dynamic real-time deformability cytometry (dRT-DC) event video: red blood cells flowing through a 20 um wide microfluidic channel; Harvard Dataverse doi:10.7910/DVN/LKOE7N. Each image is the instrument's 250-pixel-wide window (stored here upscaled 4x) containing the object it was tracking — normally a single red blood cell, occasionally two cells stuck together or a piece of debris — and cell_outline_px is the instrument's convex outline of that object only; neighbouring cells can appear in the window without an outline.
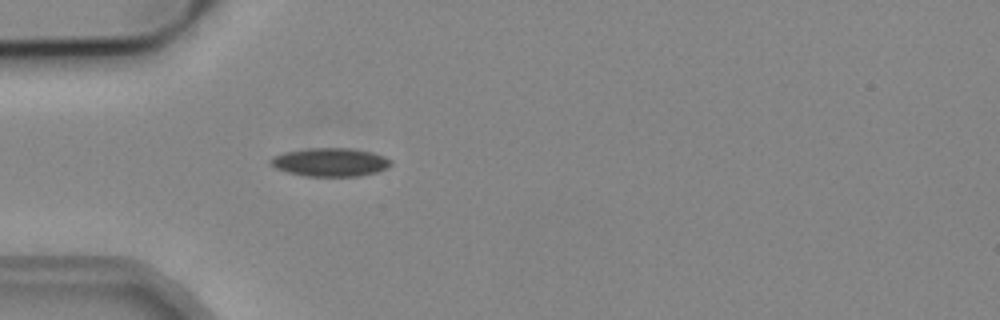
{"species": "common noctule bat (a hibernating species)", "species_latin": "Nyctalus noctula", "temperature_condition": "cold", "stored_images_in_passage": 37, "camera_frame_rate_fps": 3000, "um_per_image_px": 0.085, "animal": {"sex": "male", "body_mass_g": 19.2, "forearm_length_mm": 51.8}, "frame": {"image": 1, "passage_image": 6, "time_ms": 1.667, "image_size_px": [1000, 320], "cell_outline_px": [[392, 164], [388, 168], [376, 172], [356, 176], [304, 176], [288, 172], [276, 168], [268, 164], [268, 160], [272, 156], [284, 152], [308, 148], [352, 148], [372, 152], [384, 156], [392, 160]], "centroid_in_image_um": [28.05, 13.78], "position_along_channel_um": 56.9, "area_um2": 20.11}}
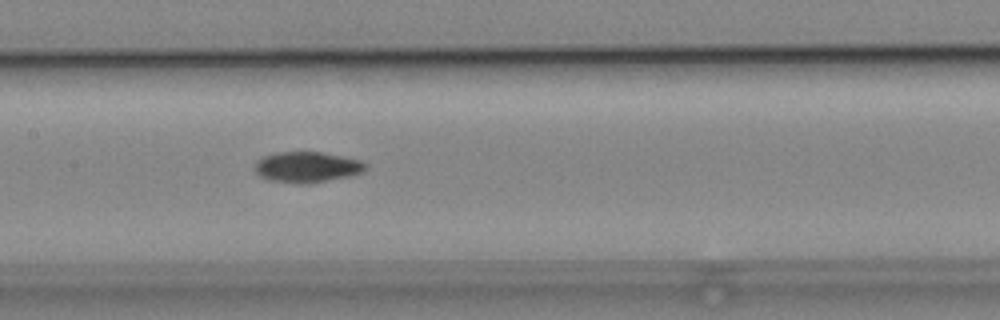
{"frame": {"image": 2, "passage_image": 16, "time_ms": 5.0, "image_size_px": [1000, 320], "cell_outline_px": [[368, 168], [364, 172], [348, 176], [328, 180], [268, 180], [260, 176], [252, 168], [256, 160], [264, 156], [276, 152], [324, 152], [360, 160]], "centroid_in_image_um": [26.08, 14.14], "position_along_channel_um": 181.3, "area_um2": 19.02}}
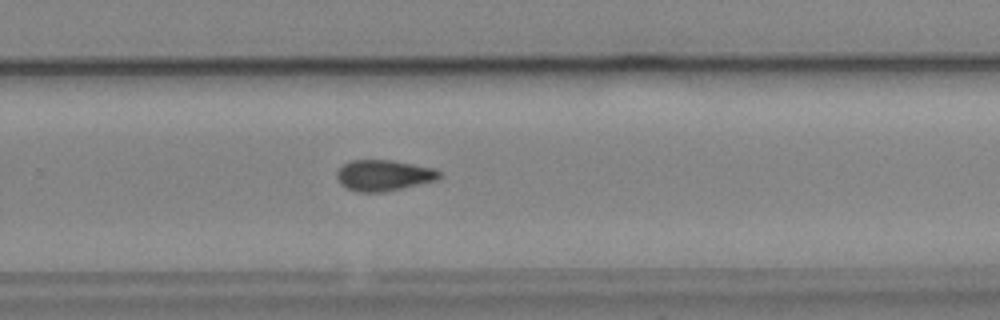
{"frame": {"image": 3, "passage_image": 25, "time_ms": 8.0, "image_size_px": [1000, 320], "cell_outline_px": [[440, 176], [436, 180], [384, 192], [360, 192], [348, 188], [340, 184], [336, 176], [336, 172], [344, 164], [352, 160], [392, 160], [432, 168], [440, 172]], "centroid_in_image_um": [32.58, 14.9], "position_along_channel_um": 297.2, "area_um2": 18.21}, "authors_computed_cell_mechanics": {"area_um2": 18.6116, "velocity_mm_per_s": 3.8911, "shape_relaxation_time_tau1_ms": 10.3486, "shape_relaxation_time_tau2_ms": 9.5658, "deformation_change_tau1": 0.1934, "deformation_change_tau2": 0.1719}}